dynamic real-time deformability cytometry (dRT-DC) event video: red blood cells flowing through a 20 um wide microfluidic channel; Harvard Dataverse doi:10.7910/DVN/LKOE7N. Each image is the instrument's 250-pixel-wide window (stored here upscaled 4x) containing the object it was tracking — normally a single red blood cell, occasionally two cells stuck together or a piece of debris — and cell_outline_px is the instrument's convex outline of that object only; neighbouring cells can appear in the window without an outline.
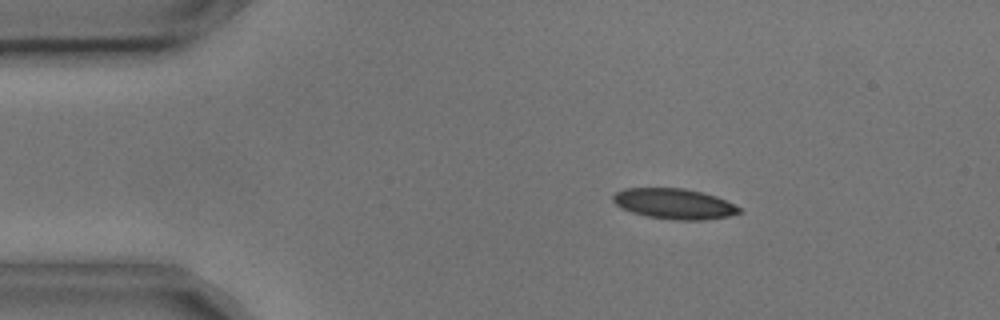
{"species": "common noctule bat (a hibernating species)", "species_latin": "Nyctalus noctula", "temperature_condition": "cold", "stored_images_in_passage": 4, "camera_frame_rate_fps": 3000, "um_per_image_px": 0.085, "animal": {"sex": "male", "body_mass_g": 17.9, "forearm_length_mm": 54.2}, "frame": {"image": 1, "passage_image": 2, "time_ms": 0.333, "image_size_px": [1000, 320], "cell_outline_px": [[744, 212], [728, 216], [704, 220], [676, 220], [648, 216], [632, 212], [620, 208], [612, 200], [612, 196], [616, 192], [624, 188], [684, 188], [716, 196], [740, 208]], "centroid_in_image_um": [57.29, 17.32], "position_along_channel_um": 27.7, "area_um2": 22.31}}